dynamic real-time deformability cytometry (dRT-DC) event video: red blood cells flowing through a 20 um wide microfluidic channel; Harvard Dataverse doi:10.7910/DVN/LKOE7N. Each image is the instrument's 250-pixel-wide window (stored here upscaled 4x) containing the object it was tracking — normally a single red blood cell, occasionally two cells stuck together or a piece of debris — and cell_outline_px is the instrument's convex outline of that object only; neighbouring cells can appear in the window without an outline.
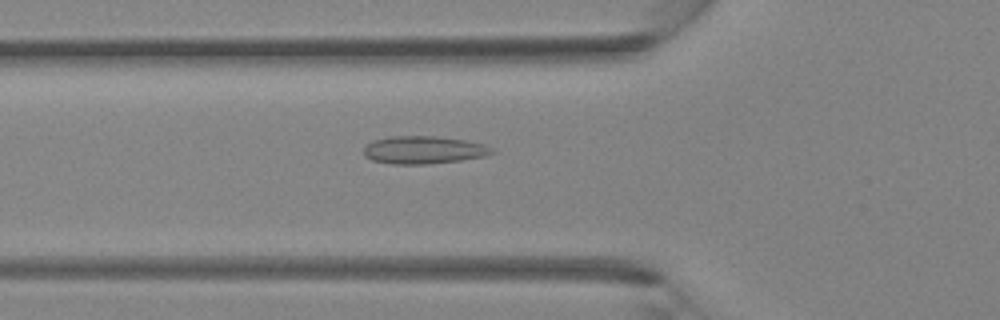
{"species": "Egyptian fruit bat (a non-hibernating species)", "species_latin": "Rousettus aegyptiacus", "temperature_condition": "room temperature", "stored_images_in_passage": 37, "camera_frame_rate_fps": 3000, "um_per_image_px": 0.085, "animal": {"sex": "female"}, "frame": {"image": 1, "passage_image": 12, "time_ms": 3.667, "image_size_px": [1000, 320], "cell_outline_px": [[496, 152], [484, 156], [460, 160], [428, 164], [392, 164], [372, 160], [364, 156], [364, 148], [372, 140], [388, 136], [436, 136], [464, 140], [484, 144], [492, 148]], "centroid_in_image_um": [35.99, 12.74], "position_along_channel_um": 89.8, "area_um2": 20.75}}
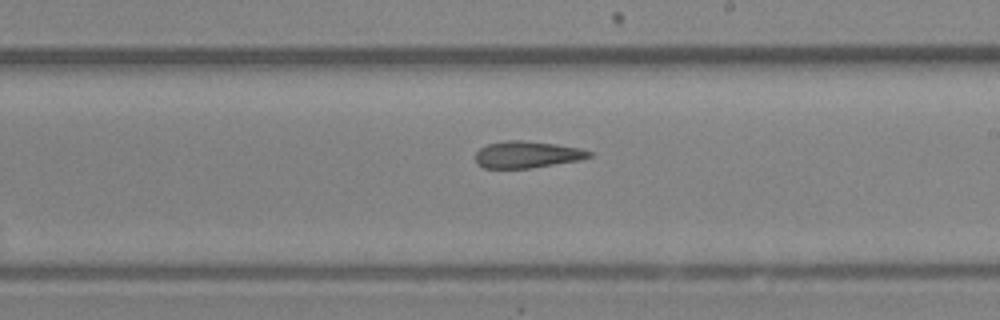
{"frame": {"image": 2, "passage_image": 21, "time_ms": 6.667, "image_size_px": [1000, 320], "cell_outline_px": [[592, 156], [580, 160], [528, 168], [484, 168], [476, 164], [476, 152], [480, 148], [488, 144], [504, 140], [520, 140], [556, 144], [580, 148], [592, 152]], "centroid_in_image_um": [44.78, 13.13], "position_along_channel_um": 244.2, "area_um2": 17.69}}
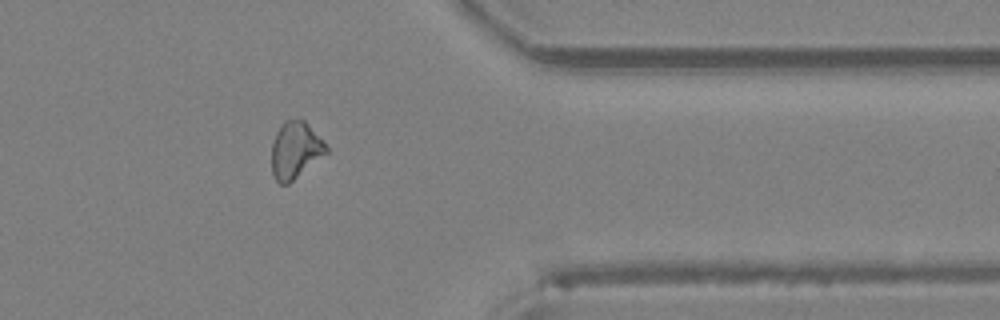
{"frame": {"image": 3, "passage_image": 30, "time_ms": 9.667, "image_size_px": [1000, 320], "cell_outline_px": [[328, 152], [288, 184], [280, 184], [276, 180], [272, 172], [272, 144], [276, 132], [284, 120], [304, 120], [308, 124], [328, 148]], "centroid_in_image_um": [25.08, 12.77], "position_along_channel_um": 386.3, "area_um2": 17.74}}